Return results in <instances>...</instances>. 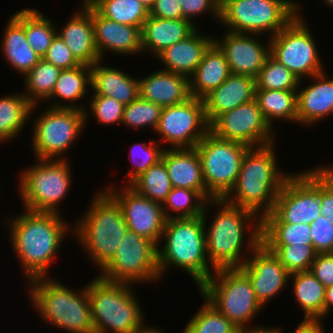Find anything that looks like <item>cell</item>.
<instances>
[{
  "label": "cell",
  "mask_w": 333,
  "mask_h": 333,
  "mask_svg": "<svg viewBox=\"0 0 333 333\" xmlns=\"http://www.w3.org/2000/svg\"><path fill=\"white\" fill-rule=\"evenodd\" d=\"M210 206L219 209L211 223L207 217ZM202 217L207 257L215 270L240 268L261 243L262 219L249 209L231 205L224 199H212L207 201Z\"/></svg>",
  "instance_id": "1"
},
{
  "label": "cell",
  "mask_w": 333,
  "mask_h": 333,
  "mask_svg": "<svg viewBox=\"0 0 333 333\" xmlns=\"http://www.w3.org/2000/svg\"><path fill=\"white\" fill-rule=\"evenodd\" d=\"M14 217L5 220L8 221L12 250L19 259L26 281L49 277L48 271L62 242L67 235H73V224L67 223L62 214L54 212L24 209Z\"/></svg>",
  "instance_id": "2"
},
{
  "label": "cell",
  "mask_w": 333,
  "mask_h": 333,
  "mask_svg": "<svg viewBox=\"0 0 333 333\" xmlns=\"http://www.w3.org/2000/svg\"><path fill=\"white\" fill-rule=\"evenodd\" d=\"M276 157L275 143L250 147L244 154L234 187L223 199L251 210L261 219L270 213L284 181L291 174L279 169Z\"/></svg>",
  "instance_id": "3"
},
{
  "label": "cell",
  "mask_w": 333,
  "mask_h": 333,
  "mask_svg": "<svg viewBox=\"0 0 333 333\" xmlns=\"http://www.w3.org/2000/svg\"><path fill=\"white\" fill-rule=\"evenodd\" d=\"M161 241L165 242L164 246ZM159 244L157 259L160 277L172 266L181 268L193 278L198 289L216 271L207 257L202 216L167 219Z\"/></svg>",
  "instance_id": "4"
},
{
  "label": "cell",
  "mask_w": 333,
  "mask_h": 333,
  "mask_svg": "<svg viewBox=\"0 0 333 333\" xmlns=\"http://www.w3.org/2000/svg\"><path fill=\"white\" fill-rule=\"evenodd\" d=\"M94 195L88 209L75 221L72 236L100 271L114 257L128 227L121 207L103 188Z\"/></svg>",
  "instance_id": "5"
},
{
  "label": "cell",
  "mask_w": 333,
  "mask_h": 333,
  "mask_svg": "<svg viewBox=\"0 0 333 333\" xmlns=\"http://www.w3.org/2000/svg\"><path fill=\"white\" fill-rule=\"evenodd\" d=\"M27 283L31 304L45 323L69 333H94L87 285L75 291L50 276Z\"/></svg>",
  "instance_id": "6"
},
{
  "label": "cell",
  "mask_w": 333,
  "mask_h": 333,
  "mask_svg": "<svg viewBox=\"0 0 333 333\" xmlns=\"http://www.w3.org/2000/svg\"><path fill=\"white\" fill-rule=\"evenodd\" d=\"M133 288V285L108 281L98 274L88 282L94 333H139L147 327Z\"/></svg>",
  "instance_id": "7"
},
{
  "label": "cell",
  "mask_w": 333,
  "mask_h": 333,
  "mask_svg": "<svg viewBox=\"0 0 333 333\" xmlns=\"http://www.w3.org/2000/svg\"><path fill=\"white\" fill-rule=\"evenodd\" d=\"M198 289L238 329L255 327L250 321L264 308L240 268L217 269Z\"/></svg>",
  "instance_id": "8"
},
{
  "label": "cell",
  "mask_w": 333,
  "mask_h": 333,
  "mask_svg": "<svg viewBox=\"0 0 333 333\" xmlns=\"http://www.w3.org/2000/svg\"><path fill=\"white\" fill-rule=\"evenodd\" d=\"M70 170L68 159H35V164L23 169L18 177L23 209L62 214L58 205L66 199L72 185Z\"/></svg>",
  "instance_id": "9"
},
{
  "label": "cell",
  "mask_w": 333,
  "mask_h": 333,
  "mask_svg": "<svg viewBox=\"0 0 333 333\" xmlns=\"http://www.w3.org/2000/svg\"><path fill=\"white\" fill-rule=\"evenodd\" d=\"M297 14L298 2L293 0H224L219 24L228 31L271 38Z\"/></svg>",
  "instance_id": "10"
},
{
  "label": "cell",
  "mask_w": 333,
  "mask_h": 333,
  "mask_svg": "<svg viewBox=\"0 0 333 333\" xmlns=\"http://www.w3.org/2000/svg\"><path fill=\"white\" fill-rule=\"evenodd\" d=\"M320 214V166H316L286 178L262 223L311 224Z\"/></svg>",
  "instance_id": "11"
},
{
  "label": "cell",
  "mask_w": 333,
  "mask_h": 333,
  "mask_svg": "<svg viewBox=\"0 0 333 333\" xmlns=\"http://www.w3.org/2000/svg\"><path fill=\"white\" fill-rule=\"evenodd\" d=\"M300 5L298 3V14L269 41L270 55L304 81L325 70L317 41L301 16Z\"/></svg>",
  "instance_id": "12"
},
{
  "label": "cell",
  "mask_w": 333,
  "mask_h": 333,
  "mask_svg": "<svg viewBox=\"0 0 333 333\" xmlns=\"http://www.w3.org/2000/svg\"><path fill=\"white\" fill-rule=\"evenodd\" d=\"M33 124L31 144L34 158L67 159L62 155L67 154L86 127L85 113L74 108L47 106L45 112L36 116Z\"/></svg>",
  "instance_id": "13"
},
{
  "label": "cell",
  "mask_w": 333,
  "mask_h": 333,
  "mask_svg": "<svg viewBox=\"0 0 333 333\" xmlns=\"http://www.w3.org/2000/svg\"><path fill=\"white\" fill-rule=\"evenodd\" d=\"M206 191L214 199H223L234 187L240 172L246 144L224 140L208 132L196 145Z\"/></svg>",
  "instance_id": "14"
},
{
  "label": "cell",
  "mask_w": 333,
  "mask_h": 333,
  "mask_svg": "<svg viewBox=\"0 0 333 333\" xmlns=\"http://www.w3.org/2000/svg\"><path fill=\"white\" fill-rule=\"evenodd\" d=\"M118 245L114 257L99 271L100 277L130 285L161 279L152 241L128 230Z\"/></svg>",
  "instance_id": "15"
},
{
  "label": "cell",
  "mask_w": 333,
  "mask_h": 333,
  "mask_svg": "<svg viewBox=\"0 0 333 333\" xmlns=\"http://www.w3.org/2000/svg\"><path fill=\"white\" fill-rule=\"evenodd\" d=\"M209 131L203 99L191 97L184 103L163 107L155 133L160 135V144L194 148Z\"/></svg>",
  "instance_id": "16"
},
{
  "label": "cell",
  "mask_w": 333,
  "mask_h": 333,
  "mask_svg": "<svg viewBox=\"0 0 333 333\" xmlns=\"http://www.w3.org/2000/svg\"><path fill=\"white\" fill-rule=\"evenodd\" d=\"M274 128L264 118L255 100L221 114L211 125L216 137L261 147L275 143Z\"/></svg>",
  "instance_id": "17"
},
{
  "label": "cell",
  "mask_w": 333,
  "mask_h": 333,
  "mask_svg": "<svg viewBox=\"0 0 333 333\" xmlns=\"http://www.w3.org/2000/svg\"><path fill=\"white\" fill-rule=\"evenodd\" d=\"M114 185L111 183L104 190L121 207L128 230L158 246L167 221L162 204L142 196L129 185L121 189Z\"/></svg>",
  "instance_id": "18"
},
{
  "label": "cell",
  "mask_w": 333,
  "mask_h": 333,
  "mask_svg": "<svg viewBox=\"0 0 333 333\" xmlns=\"http://www.w3.org/2000/svg\"><path fill=\"white\" fill-rule=\"evenodd\" d=\"M250 255L240 269L248 276L256 299L265 308L270 300L287 289L290 274L263 243Z\"/></svg>",
  "instance_id": "19"
},
{
  "label": "cell",
  "mask_w": 333,
  "mask_h": 333,
  "mask_svg": "<svg viewBox=\"0 0 333 333\" xmlns=\"http://www.w3.org/2000/svg\"><path fill=\"white\" fill-rule=\"evenodd\" d=\"M214 38V43L224 53L232 74L256 78L270 56V38L263 43L261 35L225 30L223 37Z\"/></svg>",
  "instance_id": "20"
},
{
  "label": "cell",
  "mask_w": 333,
  "mask_h": 333,
  "mask_svg": "<svg viewBox=\"0 0 333 333\" xmlns=\"http://www.w3.org/2000/svg\"><path fill=\"white\" fill-rule=\"evenodd\" d=\"M94 42L101 60L113 52L119 56L142 53L141 30L138 27L117 23L101 16L92 7Z\"/></svg>",
  "instance_id": "21"
},
{
  "label": "cell",
  "mask_w": 333,
  "mask_h": 333,
  "mask_svg": "<svg viewBox=\"0 0 333 333\" xmlns=\"http://www.w3.org/2000/svg\"><path fill=\"white\" fill-rule=\"evenodd\" d=\"M312 83L297 89V124L312 126L333 115V78L320 72L308 78ZM314 81V82H313Z\"/></svg>",
  "instance_id": "22"
},
{
  "label": "cell",
  "mask_w": 333,
  "mask_h": 333,
  "mask_svg": "<svg viewBox=\"0 0 333 333\" xmlns=\"http://www.w3.org/2000/svg\"><path fill=\"white\" fill-rule=\"evenodd\" d=\"M80 1L82 8L80 6L78 11L72 13L65 26L57 30V35L80 64L92 66L101 60L94 42L92 6L86 0Z\"/></svg>",
  "instance_id": "23"
},
{
  "label": "cell",
  "mask_w": 333,
  "mask_h": 333,
  "mask_svg": "<svg viewBox=\"0 0 333 333\" xmlns=\"http://www.w3.org/2000/svg\"><path fill=\"white\" fill-rule=\"evenodd\" d=\"M256 78L230 74L216 89L203 98L205 116L211 125L221 114L255 100Z\"/></svg>",
  "instance_id": "24"
},
{
  "label": "cell",
  "mask_w": 333,
  "mask_h": 333,
  "mask_svg": "<svg viewBox=\"0 0 333 333\" xmlns=\"http://www.w3.org/2000/svg\"><path fill=\"white\" fill-rule=\"evenodd\" d=\"M161 160L165 163L173 187L198 191L207 201L214 199L207 191L202 165L196 148L164 149Z\"/></svg>",
  "instance_id": "25"
},
{
  "label": "cell",
  "mask_w": 333,
  "mask_h": 333,
  "mask_svg": "<svg viewBox=\"0 0 333 333\" xmlns=\"http://www.w3.org/2000/svg\"><path fill=\"white\" fill-rule=\"evenodd\" d=\"M213 43L214 36L207 37L196 28L188 37L166 48L156 58L163 63L162 69L190 78Z\"/></svg>",
  "instance_id": "26"
},
{
  "label": "cell",
  "mask_w": 333,
  "mask_h": 333,
  "mask_svg": "<svg viewBox=\"0 0 333 333\" xmlns=\"http://www.w3.org/2000/svg\"><path fill=\"white\" fill-rule=\"evenodd\" d=\"M8 20L1 38V54L9 66L24 77L42 58L27 42L25 8L16 11Z\"/></svg>",
  "instance_id": "27"
},
{
  "label": "cell",
  "mask_w": 333,
  "mask_h": 333,
  "mask_svg": "<svg viewBox=\"0 0 333 333\" xmlns=\"http://www.w3.org/2000/svg\"><path fill=\"white\" fill-rule=\"evenodd\" d=\"M139 97L161 107L184 103L189 98V78L164 69L139 78Z\"/></svg>",
  "instance_id": "28"
},
{
  "label": "cell",
  "mask_w": 333,
  "mask_h": 333,
  "mask_svg": "<svg viewBox=\"0 0 333 333\" xmlns=\"http://www.w3.org/2000/svg\"><path fill=\"white\" fill-rule=\"evenodd\" d=\"M92 95L114 98L124 106L139 97V79L100 60L91 66Z\"/></svg>",
  "instance_id": "29"
},
{
  "label": "cell",
  "mask_w": 333,
  "mask_h": 333,
  "mask_svg": "<svg viewBox=\"0 0 333 333\" xmlns=\"http://www.w3.org/2000/svg\"><path fill=\"white\" fill-rule=\"evenodd\" d=\"M196 29L185 19H162L149 15L141 29L142 53L157 57L162 51L184 40Z\"/></svg>",
  "instance_id": "30"
},
{
  "label": "cell",
  "mask_w": 333,
  "mask_h": 333,
  "mask_svg": "<svg viewBox=\"0 0 333 333\" xmlns=\"http://www.w3.org/2000/svg\"><path fill=\"white\" fill-rule=\"evenodd\" d=\"M231 74L224 53L213 43L189 78L191 97L203 99L218 88Z\"/></svg>",
  "instance_id": "31"
},
{
  "label": "cell",
  "mask_w": 333,
  "mask_h": 333,
  "mask_svg": "<svg viewBox=\"0 0 333 333\" xmlns=\"http://www.w3.org/2000/svg\"><path fill=\"white\" fill-rule=\"evenodd\" d=\"M88 87H91V66L81 64L78 67L61 70L52 95L47 101L53 102L52 104L50 102L49 107L84 111L87 106L75 102L86 98L89 93Z\"/></svg>",
  "instance_id": "32"
},
{
  "label": "cell",
  "mask_w": 333,
  "mask_h": 333,
  "mask_svg": "<svg viewBox=\"0 0 333 333\" xmlns=\"http://www.w3.org/2000/svg\"><path fill=\"white\" fill-rule=\"evenodd\" d=\"M292 291L296 302L304 312L303 320H319L323 322V307L326 287L311 271L290 274Z\"/></svg>",
  "instance_id": "33"
},
{
  "label": "cell",
  "mask_w": 333,
  "mask_h": 333,
  "mask_svg": "<svg viewBox=\"0 0 333 333\" xmlns=\"http://www.w3.org/2000/svg\"><path fill=\"white\" fill-rule=\"evenodd\" d=\"M36 107L38 105L33 106L23 93L0 97V144L11 141L23 131Z\"/></svg>",
  "instance_id": "34"
},
{
  "label": "cell",
  "mask_w": 333,
  "mask_h": 333,
  "mask_svg": "<svg viewBox=\"0 0 333 333\" xmlns=\"http://www.w3.org/2000/svg\"><path fill=\"white\" fill-rule=\"evenodd\" d=\"M255 101L272 128L277 119L297 124V90L256 89Z\"/></svg>",
  "instance_id": "35"
},
{
  "label": "cell",
  "mask_w": 333,
  "mask_h": 333,
  "mask_svg": "<svg viewBox=\"0 0 333 333\" xmlns=\"http://www.w3.org/2000/svg\"><path fill=\"white\" fill-rule=\"evenodd\" d=\"M101 16L142 29L149 10L139 0H86Z\"/></svg>",
  "instance_id": "36"
},
{
  "label": "cell",
  "mask_w": 333,
  "mask_h": 333,
  "mask_svg": "<svg viewBox=\"0 0 333 333\" xmlns=\"http://www.w3.org/2000/svg\"><path fill=\"white\" fill-rule=\"evenodd\" d=\"M61 69L41 59L24 77L23 94L34 106L51 97Z\"/></svg>",
  "instance_id": "37"
},
{
  "label": "cell",
  "mask_w": 333,
  "mask_h": 333,
  "mask_svg": "<svg viewBox=\"0 0 333 333\" xmlns=\"http://www.w3.org/2000/svg\"><path fill=\"white\" fill-rule=\"evenodd\" d=\"M129 186L142 196L161 204L167 199L173 188L166 165L162 160L150 166L135 178Z\"/></svg>",
  "instance_id": "38"
},
{
  "label": "cell",
  "mask_w": 333,
  "mask_h": 333,
  "mask_svg": "<svg viewBox=\"0 0 333 333\" xmlns=\"http://www.w3.org/2000/svg\"><path fill=\"white\" fill-rule=\"evenodd\" d=\"M58 28L44 13L34 8H25V34L27 42L41 57L46 54Z\"/></svg>",
  "instance_id": "39"
},
{
  "label": "cell",
  "mask_w": 333,
  "mask_h": 333,
  "mask_svg": "<svg viewBox=\"0 0 333 333\" xmlns=\"http://www.w3.org/2000/svg\"><path fill=\"white\" fill-rule=\"evenodd\" d=\"M310 225L305 223H262L264 245H313Z\"/></svg>",
  "instance_id": "40"
},
{
  "label": "cell",
  "mask_w": 333,
  "mask_h": 333,
  "mask_svg": "<svg viewBox=\"0 0 333 333\" xmlns=\"http://www.w3.org/2000/svg\"><path fill=\"white\" fill-rule=\"evenodd\" d=\"M206 203L207 200L196 190L173 187L162 207L167 219L197 217L203 215Z\"/></svg>",
  "instance_id": "41"
},
{
  "label": "cell",
  "mask_w": 333,
  "mask_h": 333,
  "mask_svg": "<svg viewBox=\"0 0 333 333\" xmlns=\"http://www.w3.org/2000/svg\"><path fill=\"white\" fill-rule=\"evenodd\" d=\"M202 306L188 321L182 333H238L239 329L202 295Z\"/></svg>",
  "instance_id": "42"
},
{
  "label": "cell",
  "mask_w": 333,
  "mask_h": 333,
  "mask_svg": "<svg viewBox=\"0 0 333 333\" xmlns=\"http://www.w3.org/2000/svg\"><path fill=\"white\" fill-rule=\"evenodd\" d=\"M300 80L271 55L256 77V89L297 90Z\"/></svg>",
  "instance_id": "43"
},
{
  "label": "cell",
  "mask_w": 333,
  "mask_h": 333,
  "mask_svg": "<svg viewBox=\"0 0 333 333\" xmlns=\"http://www.w3.org/2000/svg\"><path fill=\"white\" fill-rule=\"evenodd\" d=\"M289 274L310 271L317 255L313 245H265Z\"/></svg>",
  "instance_id": "44"
},
{
  "label": "cell",
  "mask_w": 333,
  "mask_h": 333,
  "mask_svg": "<svg viewBox=\"0 0 333 333\" xmlns=\"http://www.w3.org/2000/svg\"><path fill=\"white\" fill-rule=\"evenodd\" d=\"M163 107L138 97L124 106L121 125L130 129H143L145 126L156 130Z\"/></svg>",
  "instance_id": "45"
},
{
  "label": "cell",
  "mask_w": 333,
  "mask_h": 333,
  "mask_svg": "<svg viewBox=\"0 0 333 333\" xmlns=\"http://www.w3.org/2000/svg\"><path fill=\"white\" fill-rule=\"evenodd\" d=\"M157 140H150L148 143H135L129 150V159L133 169L128 171L125 185H129L135 178L145 172L150 166L157 164L166 148L161 147Z\"/></svg>",
  "instance_id": "46"
},
{
  "label": "cell",
  "mask_w": 333,
  "mask_h": 333,
  "mask_svg": "<svg viewBox=\"0 0 333 333\" xmlns=\"http://www.w3.org/2000/svg\"><path fill=\"white\" fill-rule=\"evenodd\" d=\"M91 96L89 98L90 108L86 107L84 110L85 123H88L87 119L90 117L88 113L90 112L100 125H120L122 123L124 113V105L122 103L104 95ZM88 110L90 111L88 112Z\"/></svg>",
  "instance_id": "47"
},
{
  "label": "cell",
  "mask_w": 333,
  "mask_h": 333,
  "mask_svg": "<svg viewBox=\"0 0 333 333\" xmlns=\"http://www.w3.org/2000/svg\"><path fill=\"white\" fill-rule=\"evenodd\" d=\"M309 225L316 253H333V224L329 221L328 217L320 214Z\"/></svg>",
  "instance_id": "48"
},
{
  "label": "cell",
  "mask_w": 333,
  "mask_h": 333,
  "mask_svg": "<svg viewBox=\"0 0 333 333\" xmlns=\"http://www.w3.org/2000/svg\"><path fill=\"white\" fill-rule=\"evenodd\" d=\"M181 10L185 20L189 21L193 26L198 28L194 22V18L203 16L204 14L214 17L220 23V6L217 0H179Z\"/></svg>",
  "instance_id": "49"
},
{
  "label": "cell",
  "mask_w": 333,
  "mask_h": 333,
  "mask_svg": "<svg viewBox=\"0 0 333 333\" xmlns=\"http://www.w3.org/2000/svg\"><path fill=\"white\" fill-rule=\"evenodd\" d=\"M42 59L61 70L71 69L81 65L72 55L71 50L65 42L57 34L53 38L50 47L47 49V52Z\"/></svg>",
  "instance_id": "50"
},
{
  "label": "cell",
  "mask_w": 333,
  "mask_h": 333,
  "mask_svg": "<svg viewBox=\"0 0 333 333\" xmlns=\"http://www.w3.org/2000/svg\"><path fill=\"white\" fill-rule=\"evenodd\" d=\"M320 210L333 224V166H320Z\"/></svg>",
  "instance_id": "51"
},
{
  "label": "cell",
  "mask_w": 333,
  "mask_h": 333,
  "mask_svg": "<svg viewBox=\"0 0 333 333\" xmlns=\"http://www.w3.org/2000/svg\"><path fill=\"white\" fill-rule=\"evenodd\" d=\"M310 271L327 288L333 285V253L317 254Z\"/></svg>",
  "instance_id": "52"
},
{
  "label": "cell",
  "mask_w": 333,
  "mask_h": 333,
  "mask_svg": "<svg viewBox=\"0 0 333 333\" xmlns=\"http://www.w3.org/2000/svg\"><path fill=\"white\" fill-rule=\"evenodd\" d=\"M149 15L162 19H184L179 0H155Z\"/></svg>",
  "instance_id": "53"
},
{
  "label": "cell",
  "mask_w": 333,
  "mask_h": 333,
  "mask_svg": "<svg viewBox=\"0 0 333 333\" xmlns=\"http://www.w3.org/2000/svg\"><path fill=\"white\" fill-rule=\"evenodd\" d=\"M284 332L280 328V332ZM294 333H328L324 328V324L319 320H301L295 328Z\"/></svg>",
  "instance_id": "54"
},
{
  "label": "cell",
  "mask_w": 333,
  "mask_h": 333,
  "mask_svg": "<svg viewBox=\"0 0 333 333\" xmlns=\"http://www.w3.org/2000/svg\"><path fill=\"white\" fill-rule=\"evenodd\" d=\"M333 310V285L326 288L325 292V302L323 307V321L325 317L328 316Z\"/></svg>",
  "instance_id": "55"
},
{
  "label": "cell",
  "mask_w": 333,
  "mask_h": 333,
  "mask_svg": "<svg viewBox=\"0 0 333 333\" xmlns=\"http://www.w3.org/2000/svg\"><path fill=\"white\" fill-rule=\"evenodd\" d=\"M266 327L265 328L263 326H258L255 325V327H251V328H243V329H239L238 333H279L280 332V327Z\"/></svg>",
  "instance_id": "56"
},
{
  "label": "cell",
  "mask_w": 333,
  "mask_h": 333,
  "mask_svg": "<svg viewBox=\"0 0 333 333\" xmlns=\"http://www.w3.org/2000/svg\"><path fill=\"white\" fill-rule=\"evenodd\" d=\"M151 327L147 326L144 330L140 331L139 333H163L164 331H161L158 327Z\"/></svg>",
  "instance_id": "57"
},
{
  "label": "cell",
  "mask_w": 333,
  "mask_h": 333,
  "mask_svg": "<svg viewBox=\"0 0 333 333\" xmlns=\"http://www.w3.org/2000/svg\"><path fill=\"white\" fill-rule=\"evenodd\" d=\"M149 11L153 7L155 0H139Z\"/></svg>",
  "instance_id": "58"
},
{
  "label": "cell",
  "mask_w": 333,
  "mask_h": 333,
  "mask_svg": "<svg viewBox=\"0 0 333 333\" xmlns=\"http://www.w3.org/2000/svg\"><path fill=\"white\" fill-rule=\"evenodd\" d=\"M324 1L325 5L327 4L328 7L333 9V0H322V2Z\"/></svg>",
  "instance_id": "59"
},
{
  "label": "cell",
  "mask_w": 333,
  "mask_h": 333,
  "mask_svg": "<svg viewBox=\"0 0 333 333\" xmlns=\"http://www.w3.org/2000/svg\"><path fill=\"white\" fill-rule=\"evenodd\" d=\"M220 4L224 1V0H217Z\"/></svg>",
  "instance_id": "60"
}]
</instances>
